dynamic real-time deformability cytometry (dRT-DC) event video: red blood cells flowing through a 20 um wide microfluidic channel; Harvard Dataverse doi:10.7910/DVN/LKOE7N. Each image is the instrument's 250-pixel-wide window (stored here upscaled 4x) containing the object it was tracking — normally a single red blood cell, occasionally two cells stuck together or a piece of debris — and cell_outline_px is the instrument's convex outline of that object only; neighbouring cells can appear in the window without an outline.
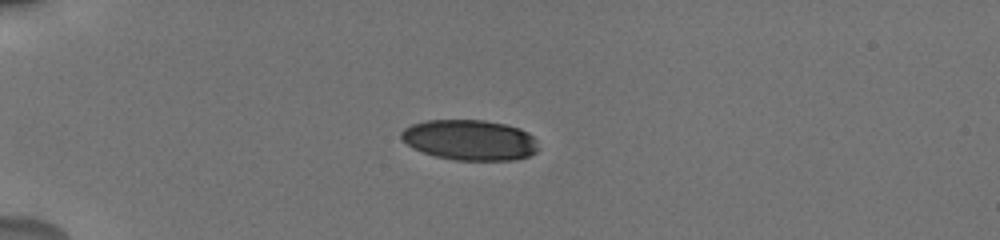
{"species": "human", "species_latin": "Homo sapiens", "temperature_condition": "cold", "stored_images_in_passage": 15, "camera_frame_rate_fps": 3000, "um_per_image_px": 0.085, "donor": {"sex": "male"}, "frame": {"image": 1, "passage_image": 1, "time_ms": 0.0, "image_size_px": [1000, 240], "cell_outline_px": [[536, 152], [528, 156], [516, 160], [456, 160], [436, 156], [412, 148], [400, 136], [400, 132], [404, 128], [412, 124], [424, 120], [484, 120], [504, 124], [520, 128], [528, 132], [536, 140]], "centroid_in_image_um": [39.92, 11.89], "position_along_channel_um": 45.1, "area_um2": 32.25}}
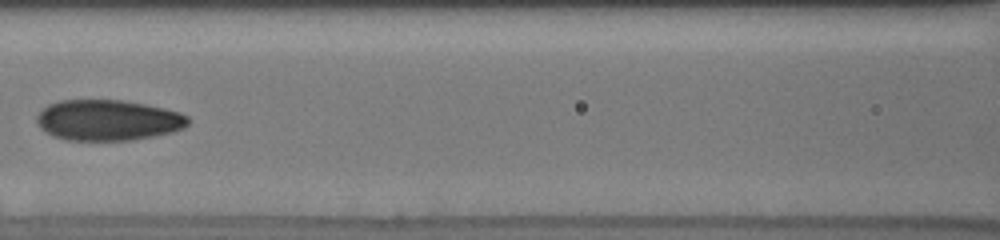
{"frame": {"image": 2, "passage_image": 8, "time_ms": 4.0, "image_size_px": [1000, 240], "cell_outline_px": [[192, 120], [184, 128], [172, 132], [156, 136], [132, 140], [68, 140], [52, 136], [44, 132], [36, 124], [36, 116], [48, 104], [60, 100], [124, 100], [164, 108], [180, 112], [188, 116]], "centroid_in_image_um": [9.18, 10.22], "position_along_channel_um": 157.4, "area_um2": 36.3}}
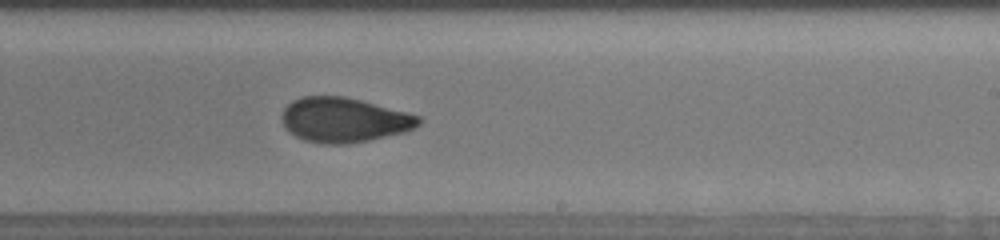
{"frame": {"image": 3, "passage_image": 15, "time_ms": 6.667, "image_size_px": [1000, 240], "cell_outline_px": [[424, 120], [420, 124], [404, 132], [368, 140], [348, 144], [324, 144], [304, 140], [296, 136], [284, 124], [284, 108], [292, 100], [300, 96], [344, 96], [408, 112], [420, 116]], "centroid_in_image_um": [29.28, 10.18], "position_along_channel_um": 259.7, "area_um2": 35.37}}